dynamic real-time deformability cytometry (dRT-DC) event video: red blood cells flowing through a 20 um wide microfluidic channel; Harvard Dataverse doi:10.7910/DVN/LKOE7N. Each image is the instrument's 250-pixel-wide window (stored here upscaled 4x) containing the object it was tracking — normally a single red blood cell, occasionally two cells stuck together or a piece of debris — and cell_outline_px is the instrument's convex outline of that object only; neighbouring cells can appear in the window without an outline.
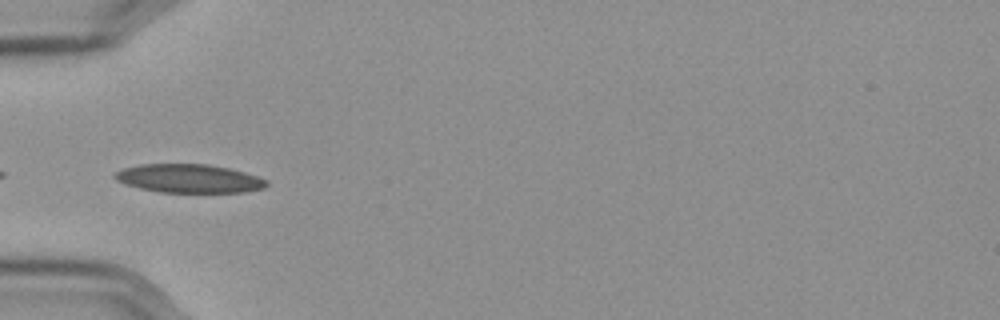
{"species": "Egyptian fruit bat (a non-hibernating species)", "species_latin": "Rousettus aegyptiacus", "temperature_condition": "cold", "stored_images_in_passage": 23, "camera_frame_rate_fps": 3000, "um_per_image_px": 0.085, "frame": {"image": 1, "passage_image": 1, "time_ms": 0.0, "image_size_px": [1000, 320], "cell_outline_px": [[268, 184], [264, 188], [244, 192], [160, 192], [140, 188], [116, 180], [112, 176], [116, 172], [124, 168], [140, 164], [208, 164], [228, 168], [244, 172], [268, 180]], "centroid_in_image_um": [16.08, 15.17], "position_along_channel_um": 68.9, "area_um2": 25.09}}
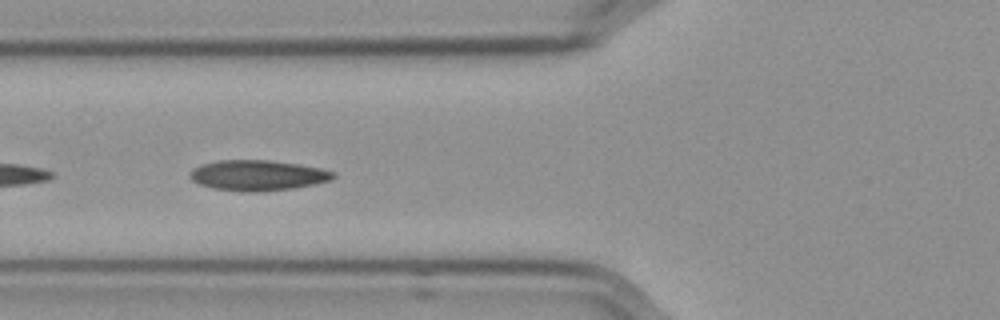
{"frame": {"image": 2, "passage_image": 4, "time_ms": 1.0, "image_size_px": [1000, 320], "cell_outline_px": [[336, 176], [332, 180], [292, 188], [260, 192], [240, 192], [212, 188], [200, 184], [192, 180], [192, 168], [200, 164], [216, 160], [268, 160], [300, 164], [320, 168], [336, 172]], "centroid_in_image_um": [21.92, 14.9], "position_along_channel_um": 103.9, "area_um2": 25.55}}
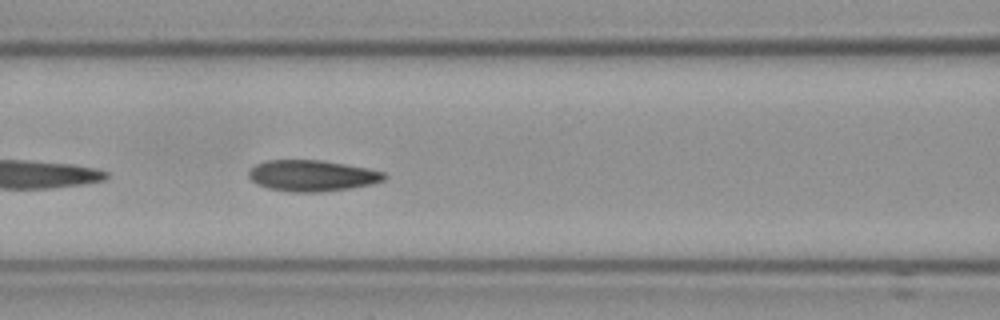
{"frame": {"image": 3, "passage_image": 7, "time_ms": 2.0, "image_size_px": [1000, 320], "cell_outline_px": [[388, 176], [384, 180], [372, 184], [348, 188], [320, 192], [292, 192], [268, 188], [256, 184], [248, 176], [248, 172], [256, 164], [264, 160], [320, 160], [368, 168], [384, 172]], "centroid_in_image_um": [26.52, 14.93], "position_along_channel_um": 140.1, "area_um2": 24.57}}